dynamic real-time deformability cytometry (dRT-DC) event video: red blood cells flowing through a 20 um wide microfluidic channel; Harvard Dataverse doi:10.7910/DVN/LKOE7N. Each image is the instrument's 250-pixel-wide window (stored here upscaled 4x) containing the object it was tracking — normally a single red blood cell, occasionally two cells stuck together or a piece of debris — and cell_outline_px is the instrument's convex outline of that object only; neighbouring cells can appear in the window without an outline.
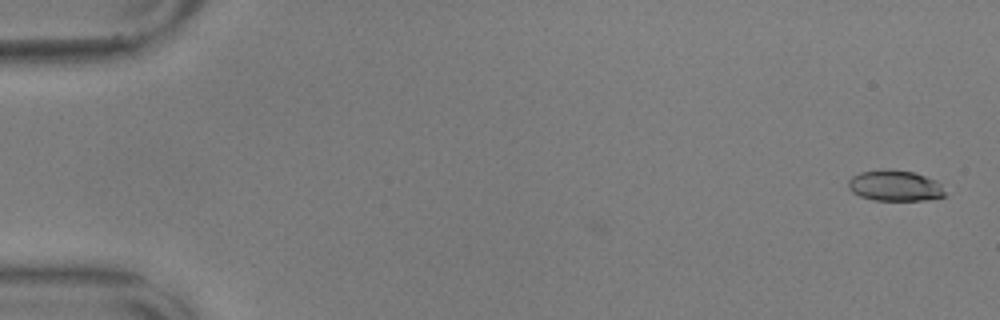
{"species": "common noctule bat (a hibernating species)", "species_latin": "Nyctalus noctula", "temperature_condition": "warm", "stored_images_in_passage": 2, "camera_frame_rate_fps": 3000, "um_per_image_px": 0.085, "animal": {"sex": "male", "body_mass_g": 17.9, "forearm_length_mm": 54.2}, "frame": {"image": 1, "passage_image": 2, "time_ms": 0.333, "image_size_px": [1000, 320], "cell_outline_px": [[944, 196], [924, 200], [872, 200], [860, 196], [852, 192], [848, 188], [848, 180], [852, 176], [860, 172], [880, 168], [888, 168], [912, 172], [936, 180], [940, 184], [944, 192]], "centroid_in_image_um": [76.01, 15.77], "position_along_channel_um": 9.0, "area_um2": 17.46}}